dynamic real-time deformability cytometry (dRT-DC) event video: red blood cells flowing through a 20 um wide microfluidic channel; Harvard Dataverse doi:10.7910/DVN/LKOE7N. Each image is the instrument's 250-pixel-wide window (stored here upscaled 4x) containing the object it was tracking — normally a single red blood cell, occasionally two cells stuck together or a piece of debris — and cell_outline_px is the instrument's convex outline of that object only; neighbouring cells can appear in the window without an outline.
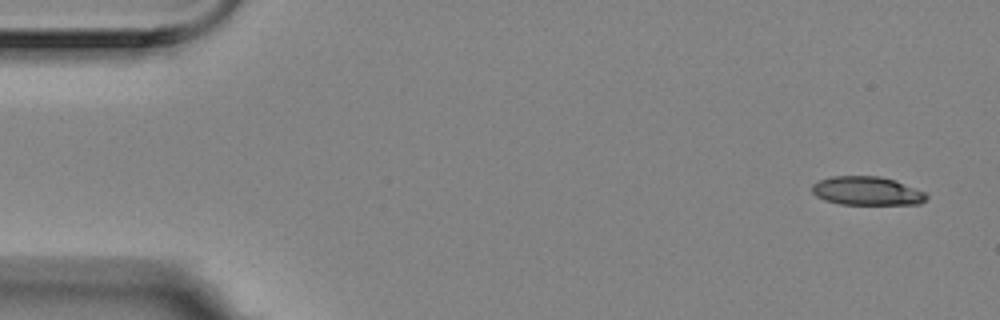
{"species": "Egyptian fruit bat (a non-hibernating species)", "species_latin": "Rousettus aegyptiacus", "temperature_condition": "room temperature", "stored_images_in_passage": 9, "camera_frame_rate_fps": 3000, "um_per_image_px": 0.085, "animal": {"sex": "female"}, "frame": {"image": 1, "passage_image": 1, "time_ms": 0.0, "image_size_px": [1000, 320], "cell_outline_px": [[928, 196], [920, 204], [840, 204], [824, 200], [816, 196], [812, 192], [812, 184], [820, 180], [832, 176], [880, 176], [896, 180], [924, 192]], "centroid_in_image_um": [73.67, 16.22], "position_along_channel_um": 11.3, "area_um2": 19.07}}
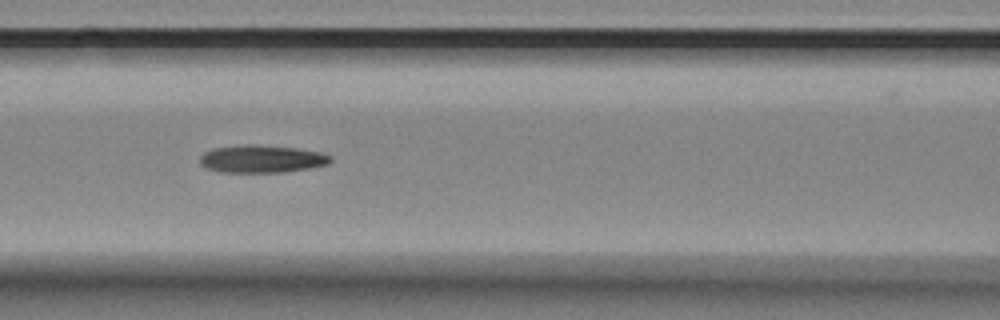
{"frame": {"image": 2, "passage_image": 7, "time_ms": 2.0, "image_size_px": [1000, 320], "cell_outline_px": [[332, 160], [328, 164], [308, 168], [284, 172], [220, 172], [204, 168], [200, 164], [200, 156], [204, 152], [212, 148], [244, 144], [252, 144], [296, 148], [320, 152], [332, 156]], "centroid_in_image_um": [22.21, 13.5], "position_along_channel_um": 144.4, "area_um2": 21.15}}
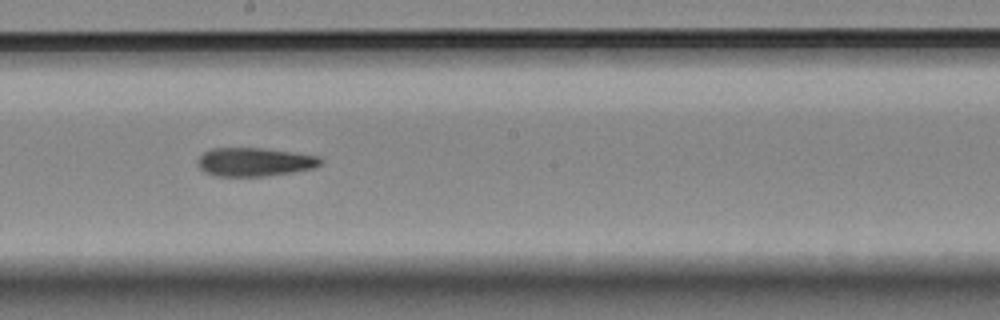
{"frame": {"image": 3, "passage_image": 9, "time_ms": 2.667, "image_size_px": [1000, 320], "cell_outline_px": [[324, 160], [316, 168], [292, 172], [264, 176], [216, 176], [204, 172], [196, 164], [200, 156], [204, 152], [212, 148], [264, 148], [320, 156]], "centroid_in_image_um": [21.65, 13.76], "position_along_channel_um": 226.5, "area_um2": 20.58}}